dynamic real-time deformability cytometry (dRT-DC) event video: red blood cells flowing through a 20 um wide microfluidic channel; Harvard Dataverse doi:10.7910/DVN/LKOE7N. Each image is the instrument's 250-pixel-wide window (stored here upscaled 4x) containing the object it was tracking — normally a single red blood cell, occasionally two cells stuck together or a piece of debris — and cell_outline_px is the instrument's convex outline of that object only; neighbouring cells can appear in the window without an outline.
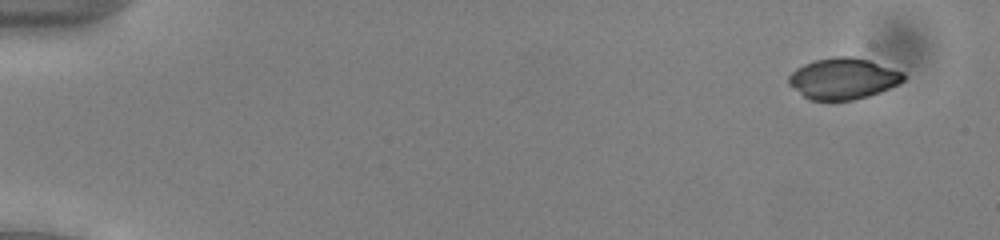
{"species": "common noctule bat (a hibernating species)", "species_latin": "Nyctalus noctula", "temperature_condition": "cold", "stored_images_in_passage": 50, "camera_frame_rate_fps": 3000, "um_per_image_px": 0.085, "animal": {"sex": "male", "body_mass_g": 13.0, "forearm_length_mm": 53.1}, "frame": {"image": 1, "passage_image": 1, "time_ms": 0.0, "image_size_px": [1000, 240], "cell_outline_px": [[904, 80], [900, 84], [880, 92], [868, 96], [852, 100], [808, 100], [788, 84], [788, 76], [796, 68], [804, 64], [816, 60], [836, 56], [852, 56], [868, 60], [904, 72]], "centroid_in_image_um": [71.66, 6.69], "position_along_channel_um": 13.3, "area_um2": 27.57}}
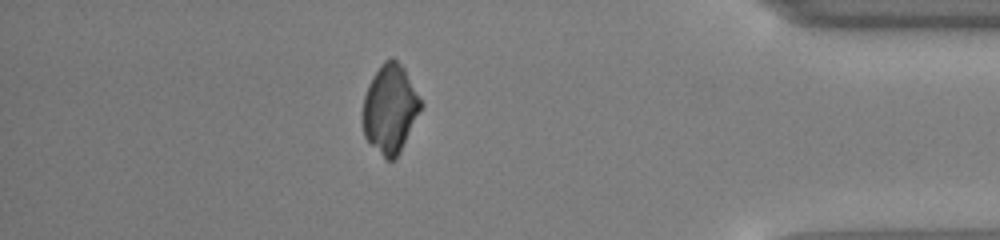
{"frame": {"image": 2, "passage_image": 44, "time_ms": 14.333, "image_size_px": [1000, 240], "cell_outline_px": [[424, 104], [400, 152], [392, 160], [388, 160], [364, 136], [364, 96], [368, 84], [372, 76], [380, 64], [384, 60], [392, 56], [404, 68]], "centroid_in_image_um": [33.18, 9.19], "position_along_channel_um": 402.0, "area_um2": 29.59}}